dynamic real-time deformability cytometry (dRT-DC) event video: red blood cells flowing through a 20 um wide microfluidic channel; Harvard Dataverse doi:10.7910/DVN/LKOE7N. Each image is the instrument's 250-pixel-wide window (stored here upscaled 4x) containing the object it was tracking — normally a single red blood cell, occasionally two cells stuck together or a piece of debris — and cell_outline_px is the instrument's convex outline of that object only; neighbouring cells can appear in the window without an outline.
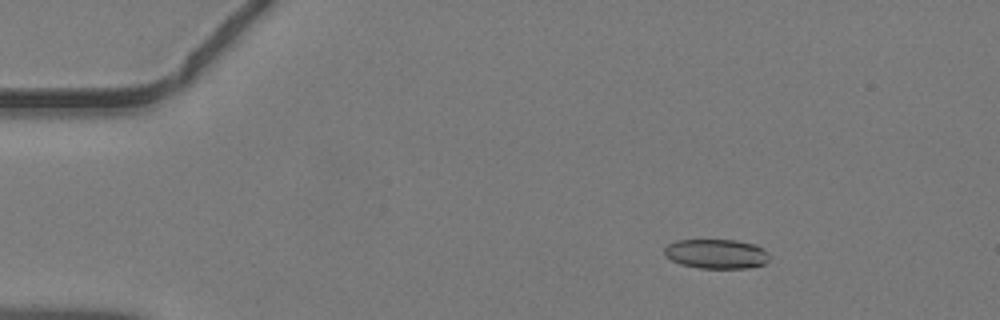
{"species": "common noctule bat (a hibernating species)", "species_latin": "Nyctalus noctula", "temperature_condition": "warm", "stored_images_in_passage": 40, "camera_frame_rate_fps": 3000, "um_per_image_px": 0.085, "animal": {"sex": "male", "body_mass_g": 19.2, "forearm_length_mm": 51.8}, "frame": {"image": 1, "passage_image": 1, "time_ms": 0.0, "image_size_px": [1000, 320], "cell_outline_px": [[768, 260], [764, 264], [748, 268], [700, 268], [680, 264], [664, 256], [664, 248], [668, 244], [676, 240], [736, 240], [756, 244], [768, 252]], "centroid_in_image_um": [60.88, 21.57], "position_along_channel_um": 24.1, "area_um2": 18.15}}
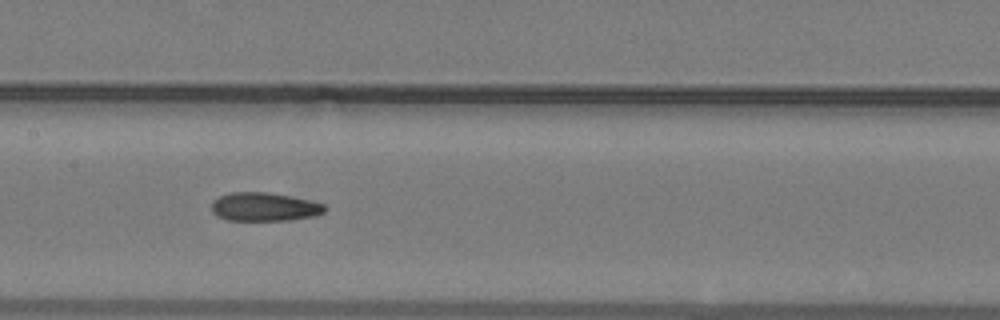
{"frame": {"image": 2, "passage_image": 17, "time_ms": 5.333, "image_size_px": [1000, 320], "cell_outline_px": [[324, 212], [312, 216], [288, 220], [228, 220], [216, 216], [212, 212], [212, 200], [220, 196], [232, 192], [264, 192], [288, 196], [308, 200], [324, 204]], "centroid_in_image_um": [22.4, 17.58], "position_along_channel_um": 185.0, "area_um2": 18.55}}
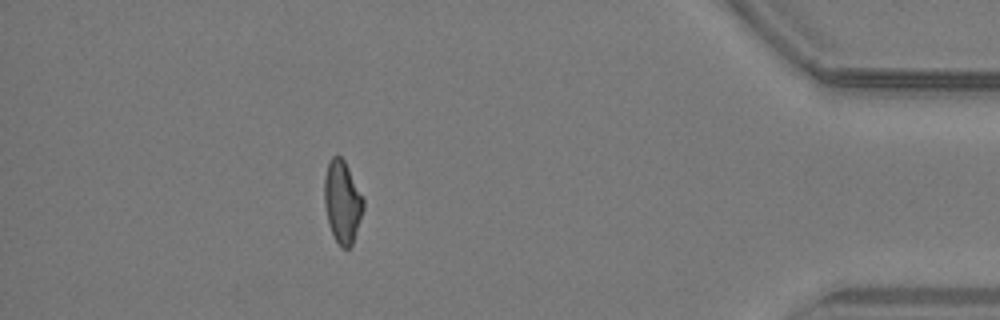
{"frame": {"image": 3, "passage_image": 35, "time_ms": 11.333, "image_size_px": [1000, 320], "cell_outline_px": [[364, 208], [352, 244], [348, 248], [340, 248], [328, 224], [324, 204], [324, 176], [328, 160], [332, 156], [340, 156], [344, 160], [364, 200]], "centroid_in_image_um": [29.07, 17.15], "position_along_channel_um": 406.1, "area_um2": 18.67}}